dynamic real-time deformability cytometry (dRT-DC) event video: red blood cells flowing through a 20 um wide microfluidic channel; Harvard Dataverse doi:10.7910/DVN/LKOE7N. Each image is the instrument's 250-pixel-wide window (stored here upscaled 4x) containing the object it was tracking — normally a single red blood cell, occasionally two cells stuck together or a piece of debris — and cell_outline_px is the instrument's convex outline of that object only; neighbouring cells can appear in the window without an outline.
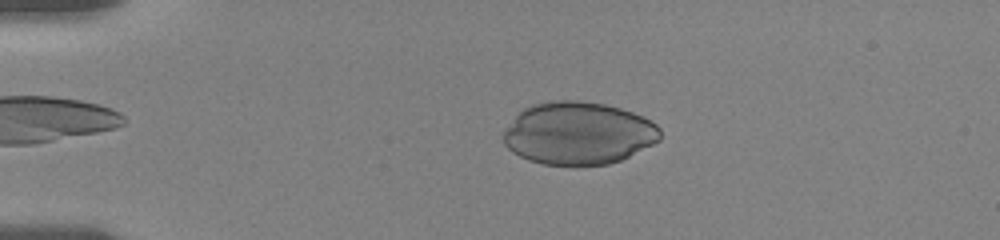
{"species": "human", "species_latin": "Homo sapiens", "temperature_condition": "room temperature", "stored_images_in_passage": 47, "camera_frame_rate_fps": 3000, "um_per_image_px": 0.085, "donor": {"sex": "female"}, "frame": {"image": 1, "passage_image": 11, "time_ms": 3.333, "image_size_px": [1000, 240], "cell_outline_px": [[660, 140], [620, 160], [608, 164], [544, 164], [528, 160], [512, 152], [504, 144], [504, 128], [524, 108], [532, 104], [552, 100], [580, 100], [604, 104], [620, 108], [632, 112], [656, 124], [660, 128]], "centroid_in_image_um": [49.13, 11.31], "position_along_channel_um": 35.9, "area_um2": 56.82}}
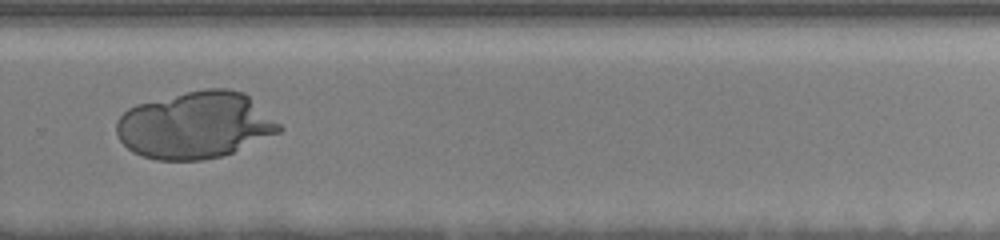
{"frame": {"image": 2, "passage_image": 38, "time_ms": 12.333, "image_size_px": [1000, 240], "cell_outline_px": [[284, 128], [280, 132], [232, 152], [220, 156], [200, 160], [156, 160], [132, 152], [120, 140], [116, 132], [116, 120], [128, 108], [136, 104], [204, 88], [228, 88], [244, 92], [280, 124]], "centroid_in_image_um": [16.58, 10.63], "position_along_channel_um": 313.2, "area_um2": 63.12}}